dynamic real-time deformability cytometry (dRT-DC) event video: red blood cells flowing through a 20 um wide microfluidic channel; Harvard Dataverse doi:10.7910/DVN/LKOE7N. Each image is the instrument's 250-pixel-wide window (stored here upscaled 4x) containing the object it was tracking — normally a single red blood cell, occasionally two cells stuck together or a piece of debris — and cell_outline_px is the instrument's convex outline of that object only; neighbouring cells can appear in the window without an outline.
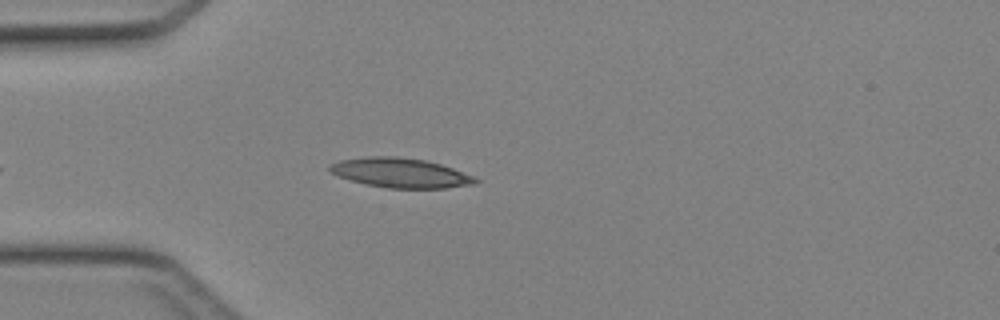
{"species": "Egyptian fruit bat (a non-hibernating species)", "species_latin": "Rousettus aegyptiacus", "temperature_condition": "cold", "stored_images_in_passage": 30, "camera_frame_rate_fps": 3000, "um_per_image_px": 0.085, "animal": {"sex": "female"}, "frame": {"image": 1, "passage_image": 1, "time_ms": 0.0, "image_size_px": [1000, 320], "cell_outline_px": [[480, 180], [472, 184], [444, 188], [388, 188], [368, 184], [352, 180], [340, 176], [332, 172], [328, 168], [328, 164], [340, 160], [368, 156], [396, 156], [424, 160], [440, 164], [452, 168], [472, 176]], "centroid_in_image_um": [34.01, 14.68], "position_along_channel_um": 51.0, "area_um2": 24.74}}
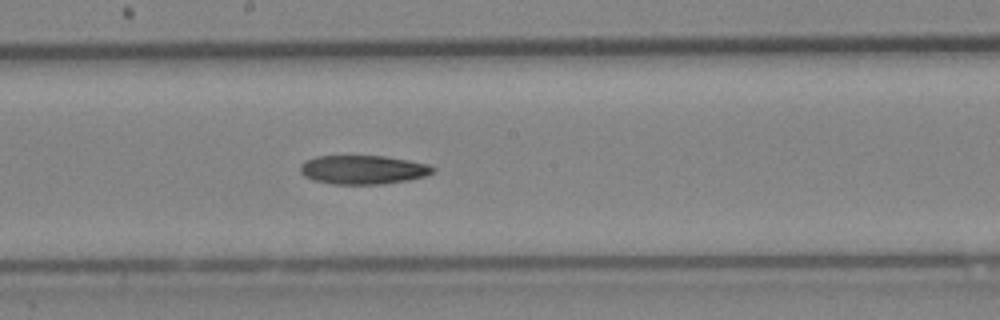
{"frame": {"image": 2, "passage_image": 13, "time_ms": 4.0, "image_size_px": [1000, 320], "cell_outline_px": [[436, 168], [432, 172], [424, 176], [408, 180], [384, 184], [332, 184], [312, 180], [304, 176], [300, 172], [300, 164], [304, 160], [316, 156], [384, 156], [408, 160], [428, 164]], "centroid_in_image_um": [30.81, 14.42], "position_along_channel_um": 217.4, "area_um2": 22.43}}
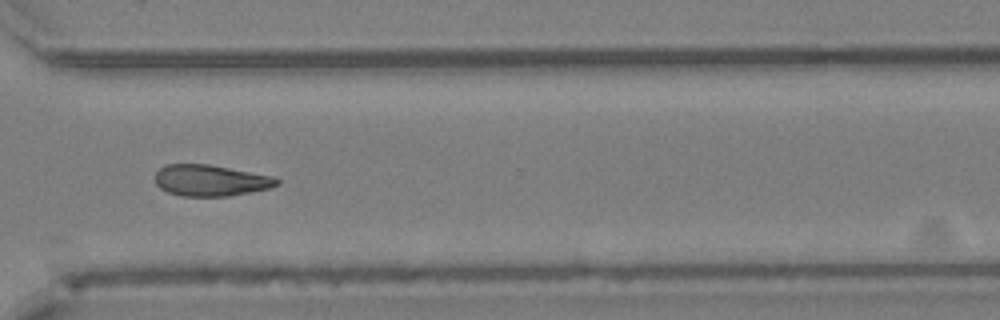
{"frame": {"image": 3, "passage_image": 22, "time_ms": 7.0, "image_size_px": [1000, 320], "cell_outline_px": [[280, 184], [268, 188], [228, 196], [180, 196], [168, 192], [160, 188], [156, 184], [156, 172], [160, 168], [168, 164], [208, 164], [272, 176], [280, 180]], "centroid_in_image_um": [17.88, 15.34], "position_along_channel_um": 352.7, "area_um2": 21.96}}